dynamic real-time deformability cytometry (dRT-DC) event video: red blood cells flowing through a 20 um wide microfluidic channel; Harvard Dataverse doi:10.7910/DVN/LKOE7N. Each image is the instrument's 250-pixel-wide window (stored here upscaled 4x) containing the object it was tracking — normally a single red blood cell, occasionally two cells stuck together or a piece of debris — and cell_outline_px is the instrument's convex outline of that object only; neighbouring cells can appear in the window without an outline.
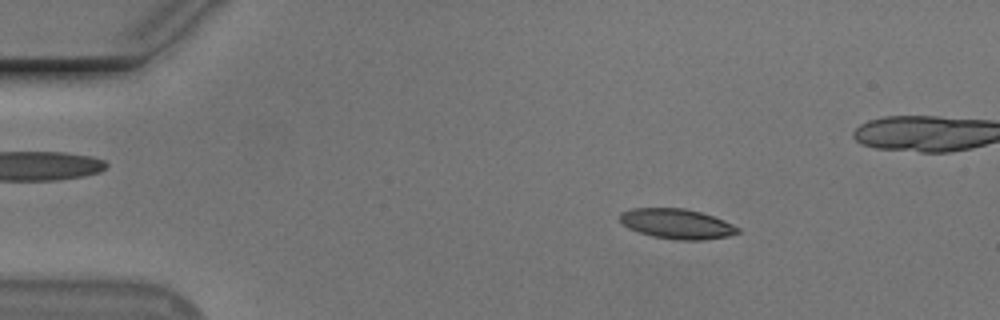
{"species": "Egyptian fruit bat (a non-hibernating species)", "species_latin": "Rousettus aegyptiacus", "temperature_condition": "cold", "stored_images_in_passage": 13, "camera_frame_rate_fps": 3000, "um_per_image_px": 0.085, "animal": {"sex": "male"}, "frame": {"image": 1, "passage_image": 9, "time_ms": 2.667, "image_size_px": [1000, 320], "cell_outline_px": [[740, 232], [728, 236], [704, 240], [676, 240], [652, 236], [628, 228], [620, 220], [620, 212], [632, 208], [684, 208], [700, 212], [724, 220], [740, 228]], "centroid_in_image_um": [57.54, 19.02], "position_along_channel_um": 27.5, "area_um2": 20.58}}